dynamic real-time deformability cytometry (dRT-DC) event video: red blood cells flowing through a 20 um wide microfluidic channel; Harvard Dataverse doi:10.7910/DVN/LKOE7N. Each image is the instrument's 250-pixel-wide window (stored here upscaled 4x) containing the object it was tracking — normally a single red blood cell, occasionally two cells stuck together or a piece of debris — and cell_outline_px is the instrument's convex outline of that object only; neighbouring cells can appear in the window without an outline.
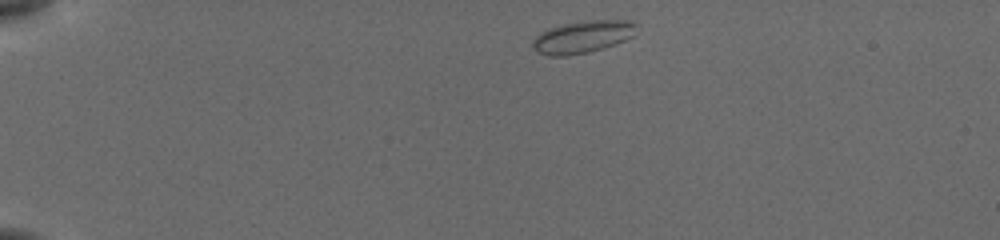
{"species": "common noctule bat (a hibernating species)", "species_latin": "Nyctalus noctula", "temperature_condition": "cold", "stored_images_in_passage": 43, "camera_frame_rate_fps": 3000, "um_per_image_px": 0.085, "animal": {"sex": "female", "body_mass_g": 19.5, "forearm_length_mm": 54.1}, "frame": {"image": 1, "passage_image": 1, "time_ms": 0.0, "image_size_px": [1000, 240], "cell_outline_px": [[636, 24], [632, 36], [624, 40], [600, 48], [584, 52], [564, 56], [552, 56], [540, 52], [532, 44], [532, 40], [540, 32], [548, 28], [564, 24], [588, 20], [628, 20]], "centroid_in_image_um": [49.49, 3.11], "position_along_channel_um": 35.5, "area_um2": 18.9}}
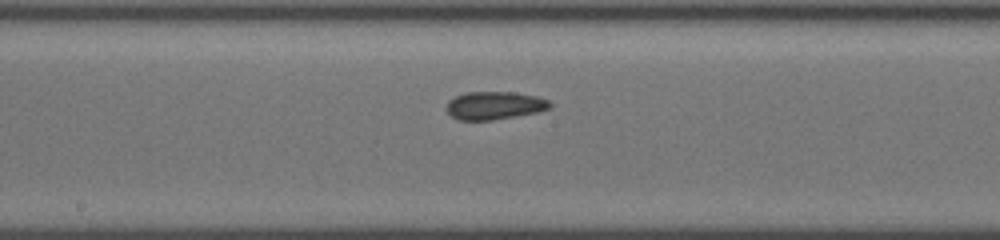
{"frame": {"image": 2, "passage_image": 20, "time_ms": 6.333, "image_size_px": [1000, 240], "cell_outline_px": [[552, 104], [548, 108], [536, 112], [492, 120], [460, 120], [452, 116], [448, 112], [448, 100], [464, 92], [512, 92], [536, 96], [548, 100]], "centroid_in_image_um": [42.01, 8.96], "position_along_channel_um": 206.2, "area_um2": 16.59}}
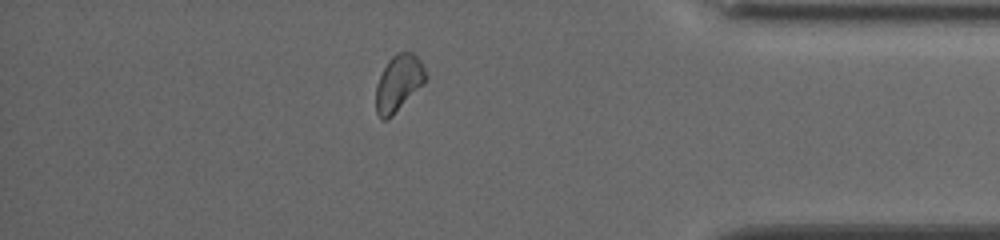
{"frame": {"image": 3, "passage_image": 37, "time_ms": 12.0, "image_size_px": [1000, 240], "cell_outline_px": [[428, 80], [392, 116], [384, 120], [380, 120], [376, 112], [376, 84], [388, 60], [396, 52], [412, 52], [420, 60], [428, 76]], "centroid_in_image_um": [33.89, 7.06], "position_along_channel_um": 401.3, "area_um2": 16.47}, "authors_computed_cell_mechanics": {"area_um2": 16.6464, "velocity_mm_per_s": 3.8518, "shape_relaxation_time_tau1_ms": null, "shape_relaxation_time_tau2_ms": 2.5363, "deformation_change_tau1": null, "deformation_change_tau2": 0.061}}